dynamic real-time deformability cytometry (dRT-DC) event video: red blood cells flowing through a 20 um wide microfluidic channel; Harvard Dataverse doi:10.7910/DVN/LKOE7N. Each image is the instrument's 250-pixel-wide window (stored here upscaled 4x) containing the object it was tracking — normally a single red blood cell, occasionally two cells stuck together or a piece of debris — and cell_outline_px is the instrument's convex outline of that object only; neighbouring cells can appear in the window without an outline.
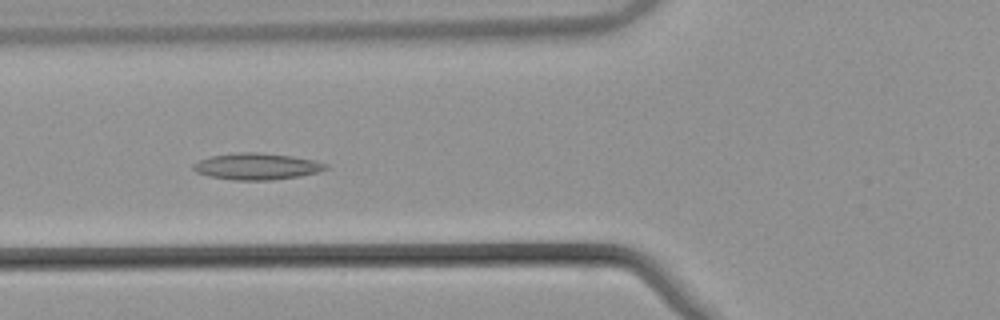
{"species": "common noctule bat (a hibernating species)", "species_latin": "Nyctalus noctula", "temperature_condition": "warm", "stored_images_in_passage": 40, "camera_frame_rate_fps": 3000, "um_per_image_px": 0.085, "animal": {"sex": "male", "body_mass_g": 21.5, "forearm_length_mm": 52.0}, "frame": {"image": 1, "passage_image": 11, "time_ms": 3.333, "image_size_px": [1000, 320], "cell_outline_px": [[328, 168], [320, 172], [300, 176], [272, 180], [232, 180], [208, 176], [196, 172], [192, 168], [192, 164], [200, 160], [212, 156], [240, 152], [256, 152], [292, 156], [316, 160], [328, 164]], "centroid_in_image_um": [21.85, 14.15], "position_along_channel_um": 103.9, "area_um2": 20.58}}
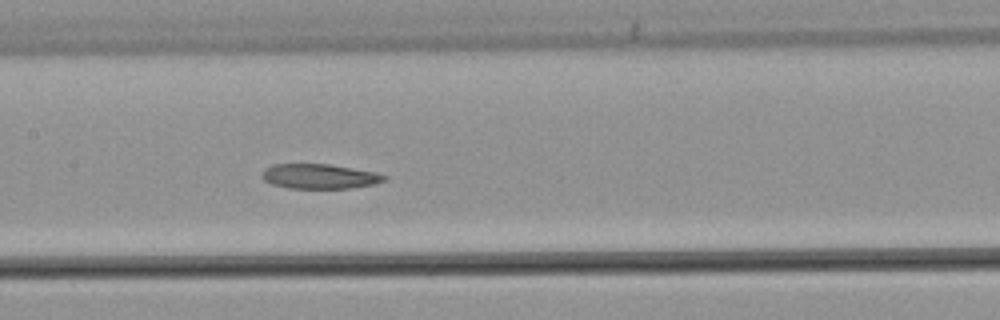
{"frame": {"image": 2, "passage_image": 17, "time_ms": 5.333, "image_size_px": [1000, 320], "cell_outline_px": [[388, 180], [376, 184], [348, 188], [288, 188], [272, 184], [264, 180], [260, 176], [264, 168], [272, 164], [332, 164], [376, 172], [388, 176]], "centroid_in_image_um": [27.18, 14.98], "position_along_channel_um": 180.2, "area_um2": 17.92}}
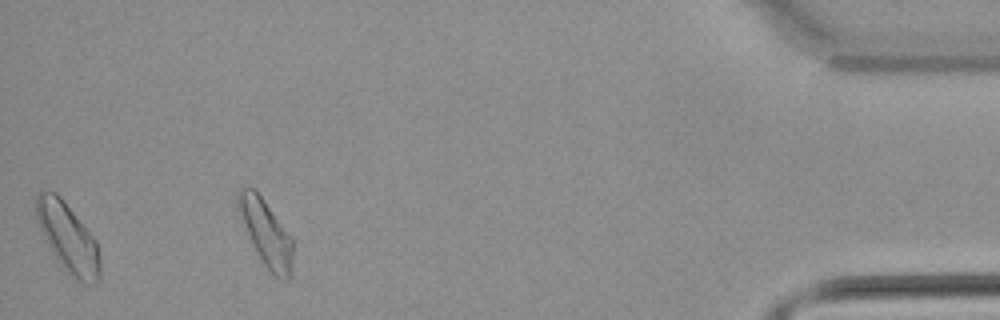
{"frame": {"image": 3, "passage_image": 40, "time_ms": 13.0, "image_size_px": [1000, 320], "cell_outline_px": [[292, 276], [288, 280], [280, 280], [264, 264], [248, 232], [236, 204], [236, 192], [240, 188], [256, 188], [292, 236]], "centroid_in_image_um": [22.65, 19.75], "position_along_channel_um": 412.6, "area_um2": 20.87}, "authors_computed_cell_mechanics": {"area_um2": 20.2878, "velocity_mm_per_s": 3.8182, "shape_relaxation_time_tau1_ms": null, "shape_relaxation_time_tau2_ms": 8.7111, "deformation_change_tau1": null, "deformation_change_tau2": 0.1911}}